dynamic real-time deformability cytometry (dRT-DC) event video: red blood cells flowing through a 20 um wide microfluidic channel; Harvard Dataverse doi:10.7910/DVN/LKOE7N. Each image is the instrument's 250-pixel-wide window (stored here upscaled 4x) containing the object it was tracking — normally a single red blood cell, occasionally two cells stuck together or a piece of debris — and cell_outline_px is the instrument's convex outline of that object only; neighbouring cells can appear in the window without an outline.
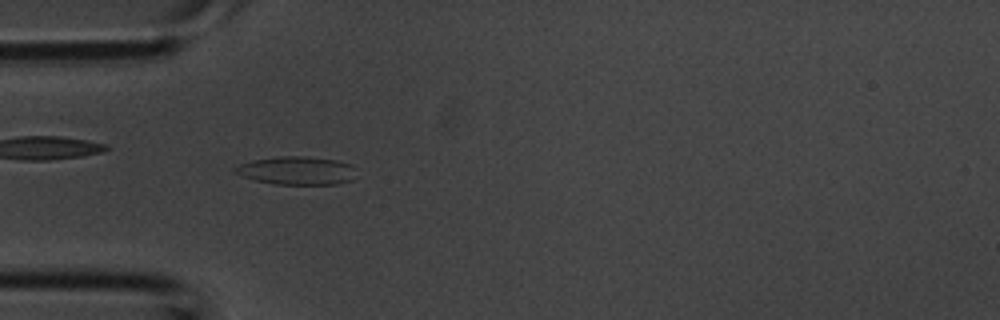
{"species": "common noctule bat (a hibernating species)", "species_latin": "Nyctalus noctula", "temperature_condition": "room temperature", "stored_images_in_passage": 4, "camera_frame_rate_fps": 3000, "um_per_image_px": 0.085, "animal": {"sex": "male", "body_mass_g": 20.1, "forearm_length_mm": 53.5}, "frame": {"image": 1, "passage_image": 4, "time_ms": 1.0, "image_size_px": [1000, 320], "cell_outline_px": [[356, 168], [352, 180], [336, 184], [276, 184], [256, 180], [232, 172], [232, 168], [240, 164], [252, 160], [276, 156], [304, 156], [336, 160], [352, 164]], "centroid_in_image_um": [25.22, 14.49], "position_along_channel_um": 59.8, "area_um2": 20.0}}